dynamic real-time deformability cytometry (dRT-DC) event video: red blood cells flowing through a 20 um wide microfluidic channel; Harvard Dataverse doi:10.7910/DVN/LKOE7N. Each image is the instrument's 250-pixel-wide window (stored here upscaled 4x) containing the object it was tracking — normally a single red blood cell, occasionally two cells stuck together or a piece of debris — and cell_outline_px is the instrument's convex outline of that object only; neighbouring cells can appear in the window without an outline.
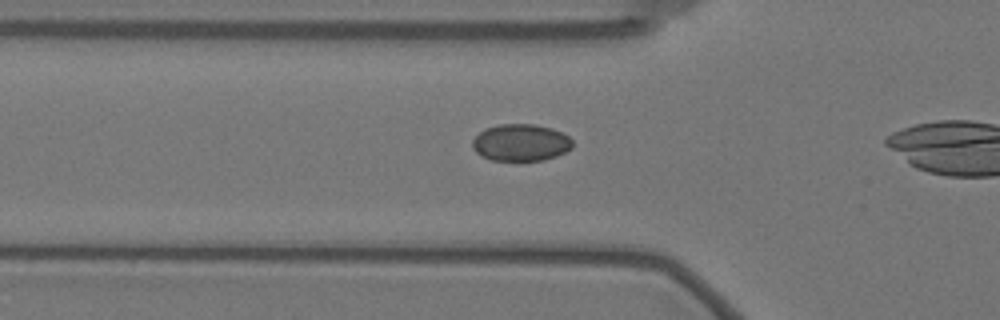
{"species": "Egyptian fruit bat (a non-hibernating species)", "species_latin": "Rousettus aegyptiacus", "temperature_condition": "warm", "stored_images_in_passage": 39, "camera_frame_rate_fps": 3000, "um_per_image_px": 0.085, "animal": {"sex": "female"}, "frame": {"image": 1, "passage_image": 12, "time_ms": 3.667, "image_size_px": [1000, 320], "cell_outline_px": [[572, 148], [556, 156], [544, 160], [492, 160], [480, 156], [472, 148], [472, 140], [480, 132], [488, 128], [500, 124], [532, 124], [552, 128], [568, 136], [572, 140]], "centroid_in_image_um": [44.26, 12.12], "position_along_channel_um": 81.5, "area_um2": 21.44}}
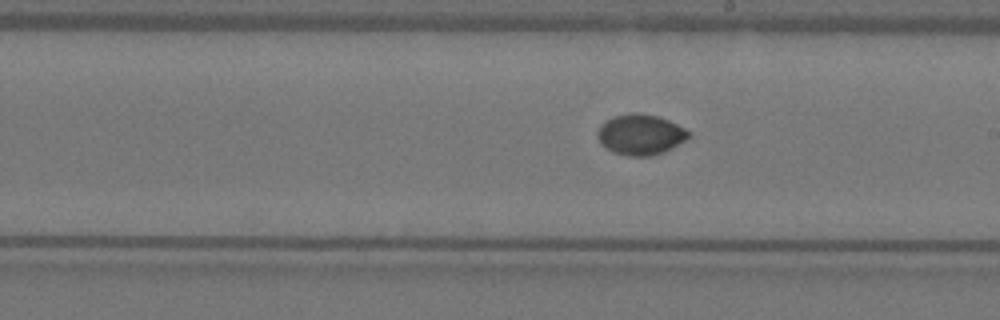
{"frame": {"image": 2, "passage_image": 25, "time_ms": 8.0, "image_size_px": [1000, 320], "cell_outline_px": [[692, 132], [684, 140], [672, 148], [664, 152], [652, 156], [628, 156], [612, 152], [600, 144], [600, 124], [616, 116], [632, 112], [640, 112], [656, 116], [668, 120]], "centroid_in_image_um": [54.46, 11.45], "position_along_channel_um": 234.5, "area_um2": 21.27}}
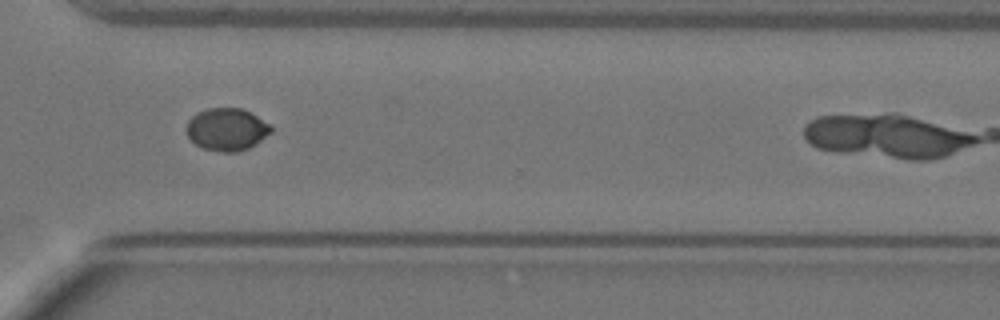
{"frame": {"image": 3, "passage_image": 35, "time_ms": 11.333, "image_size_px": [1000, 320], "cell_outline_px": [[272, 132], [256, 144], [248, 148], [236, 152], [220, 152], [200, 148], [188, 136], [184, 128], [188, 120], [196, 112], [208, 108], [240, 108], [256, 116], [268, 124], [272, 128]], "centroid_in_image_um": [19.23, 11.01], "position_along_channel_um": 351.4, "area_um2": 20.98}}